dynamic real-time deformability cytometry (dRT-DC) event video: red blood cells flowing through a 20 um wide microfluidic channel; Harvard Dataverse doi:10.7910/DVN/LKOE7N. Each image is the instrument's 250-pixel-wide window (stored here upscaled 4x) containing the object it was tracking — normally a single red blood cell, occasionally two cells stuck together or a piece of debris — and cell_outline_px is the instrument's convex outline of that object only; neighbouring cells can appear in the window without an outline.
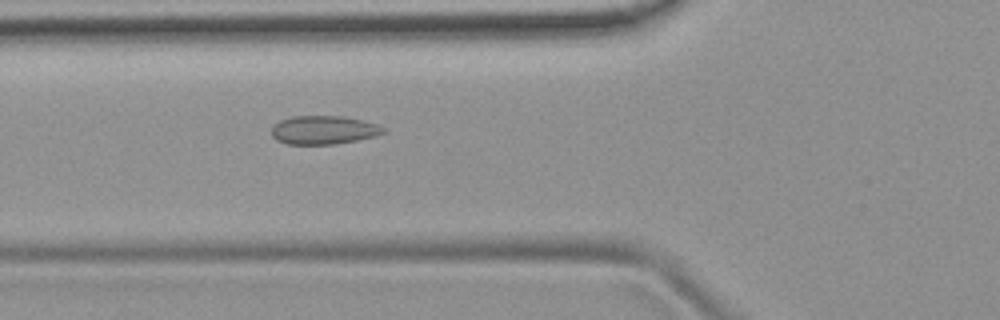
{"species": "common noctule bat (a hibernating species)", "species_latin": "Nyctalus noctula", "temperature_condition": "room temperature", "stored_images_in_passage": 3, "camera_frame_rate_fps": 3000, "um_per_image_px": 0.085, "animal": {"sex": "female", "body_mass_g": 19.9}, "frame": {"image": 1, "passage_image": 3, "time_ms": 3.333, "image_size_px": [1000, 320], "cell_outline_px": [[384, 132], [376, 136], [336, 144], [288, 144], [276, 140], [272, 136], [272, 124], [280, 120], [292, 116], [340, 116], [364, 120], [376, 124], [384, 128]], "centroid_in_image_um": [27.47, 11.04], "position_along_channel_um": 98.3, "area_um2": 18.61}}